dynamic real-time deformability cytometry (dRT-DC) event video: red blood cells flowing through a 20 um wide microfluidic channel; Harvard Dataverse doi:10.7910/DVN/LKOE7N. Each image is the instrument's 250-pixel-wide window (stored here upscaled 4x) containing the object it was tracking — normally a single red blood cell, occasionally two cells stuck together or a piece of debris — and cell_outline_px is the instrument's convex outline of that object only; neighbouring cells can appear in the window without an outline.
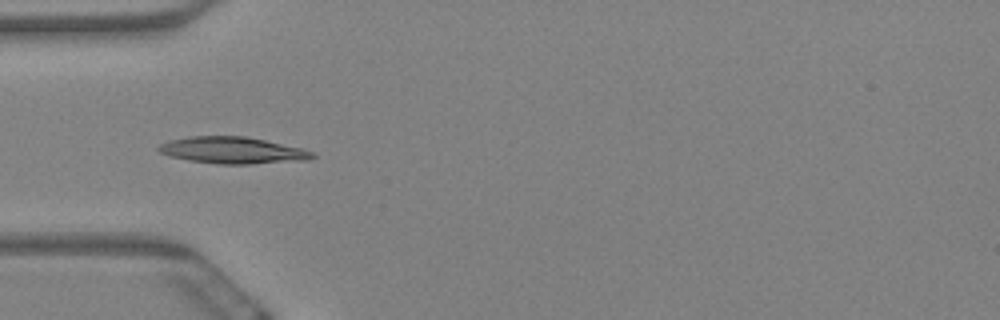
{"species": "Egyptian fruit bat (a non-hibernating species)", "species_latin": "Rousettus aegyptiacus", "temperature_condition": "warm", "stored_images_in_passage": 7, "camera_frame_rate_fps": 3000, "um_per_image_px": 0.085, "animal": {"sex": "female"}, "frame": {"image": 1, "passage_image": 6, "time_ms": 1.667, "image_size_px": [1000, 320], "cell_outline_px": [[316, 156], [308, 160], [252, 164], [216, 164], [188, 160], [172, 156], [160, 152], [156, 148], [160, 144], [172, 140], [192, 136], [244, 136], [304, 148], [316, 152]], "centroid_in_image_um": [19.84, 12.78], "position_along_channel_um": 65.2, "area_um2": 23.93}}
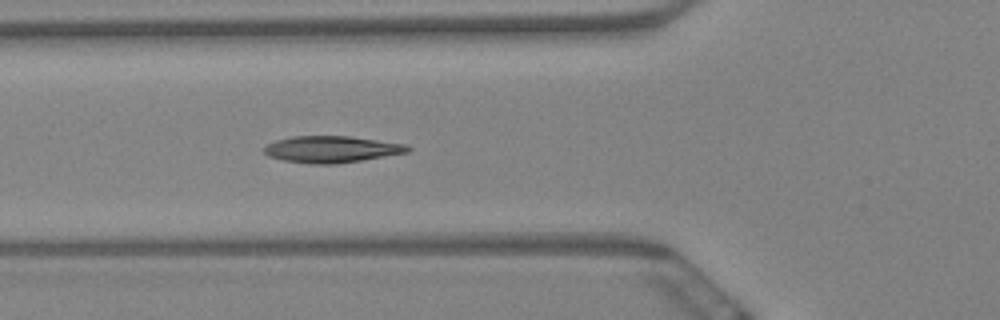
{"frame": {"image": 2, "passage_image": 7, "time_ms": 2.0, "image_size_px": [1000, 320], "cell_outline_px": [[412, 148], [408, 152], [336, 164], [308, 164], [284, 160], [268, 156], [264, 152], [264, 148], [268, 144], [276, 140], [292, 136], [348, 136], [408, 144]], "centroid_in_image_um": [28.18, 12.68], "position_along_channel_um": 97.6, "area_um2": 22.2}}